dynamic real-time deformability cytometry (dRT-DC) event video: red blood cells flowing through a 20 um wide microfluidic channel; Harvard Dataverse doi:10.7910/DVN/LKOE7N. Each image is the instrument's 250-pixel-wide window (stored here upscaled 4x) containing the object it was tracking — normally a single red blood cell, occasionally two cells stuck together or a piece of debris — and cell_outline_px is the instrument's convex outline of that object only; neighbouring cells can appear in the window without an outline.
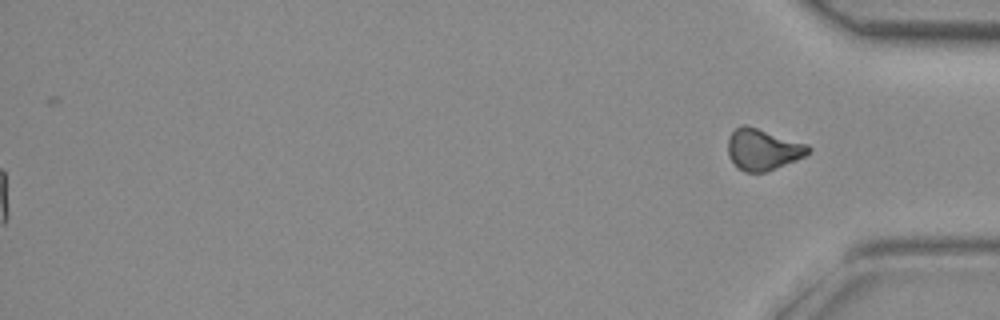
{"species": "common noctule bat (a hibernating species)", "species_latin": "Nyctalus noctula", "temperature_condition": "room temperature", "stored_images_in_passage": 40, "segment_of_instrument_passage": [2, 2], "camera_frame_rate_fps": 3000, "um_per_image_px": 0.085, "animal": {"sex": "female", "body_mass_g": 29.2, "forearm_length_mm": 56.3}, "frame": {"image": 1, "passage_image": 40, "time_ms": 13.0, "image_size_px": [1000, 320], "cell_outline_px": [[812, 148], [804, 156], [796, 160], [768, 172], [744, 172], [736, 168], [728, 156], [728, 136], [740, 124], [744, 124], [808, 144]], "centroid_in_image_um": [64.81, 12.72], "position_along_channel_um": 370.4, "area_um2": 19.48}}